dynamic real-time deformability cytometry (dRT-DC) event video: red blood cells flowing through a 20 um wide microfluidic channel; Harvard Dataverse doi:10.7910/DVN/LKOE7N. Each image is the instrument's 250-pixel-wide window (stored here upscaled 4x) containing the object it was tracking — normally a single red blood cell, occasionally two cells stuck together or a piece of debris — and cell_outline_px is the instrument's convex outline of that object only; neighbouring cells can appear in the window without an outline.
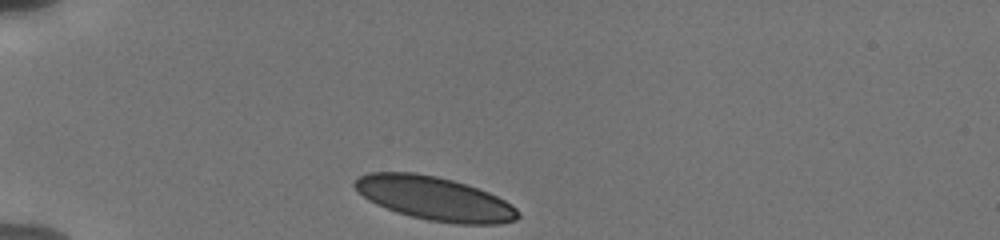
{"species": "human", "species_latin": "Homo sapiens", "temperature_condition": "cold", "stored_images_in_passage": 3, "camera_frame_rate_fps": 3000, "um_per_image_px": 0.085, "donor": {"sex": "male"}, "frame": {"image": 1, "passage_image": 1, "time_ms": 0.0, "image_size_px": [1000, 240], "cell_outline_px": [[520, 216], [516, 220], [500, 224], [456, 224], [428, 220], [396, 212], [376, 204], [368, 200], [352, 184], [360, 176], [368, 172], [416, 172], [436, 176], [452, 180], [488, 192], [512, 204], [520, 212]], "centroid_in_image_um": [36.95, 16.87], "position_along_channel_um": 48.0, "area_um2": 41.38}}